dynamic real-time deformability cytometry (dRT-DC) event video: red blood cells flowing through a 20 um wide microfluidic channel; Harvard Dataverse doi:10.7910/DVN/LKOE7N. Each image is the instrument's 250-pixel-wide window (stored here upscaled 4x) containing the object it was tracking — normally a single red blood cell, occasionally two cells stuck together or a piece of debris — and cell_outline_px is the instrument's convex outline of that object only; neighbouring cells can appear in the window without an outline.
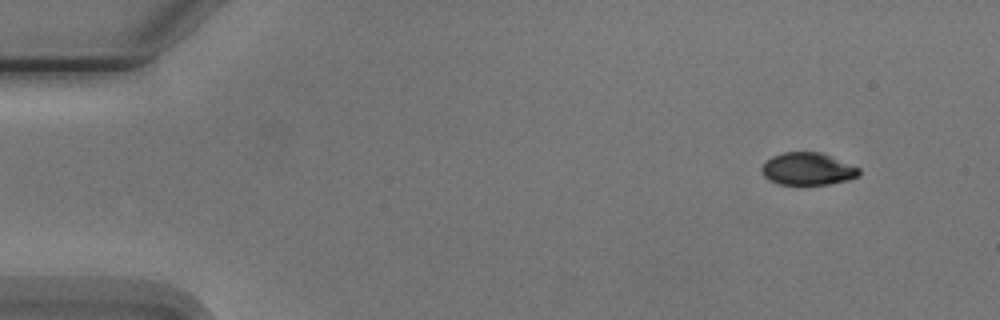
{"species": "Egyptian fruit bat (a non-hibernating species)", "species_latin": "Rousettus aegyptiacus", "temperature_condition": "cold", "stored_images_in_passage": 4, "camera_frame_rate_fps": 3000, "um_per_image_px": 0.085, "animal": {"sex": "male"}, "frame": {"image": 1, "passage_image": 1, "time_ms": 0.0, "image_size_px": [1000, 320], "cell_outline_px": [[860, 176], [848, 180], [828, 184], [780, 184], [768, 180], [764, 176], [760, 168], [772, 156], [784, 152], [820, 152], [860, 168]], "centroid_in_image_um": [68.66, 14.36], "position_along_channel_um": 16.3, "area_um2": 18.26}}
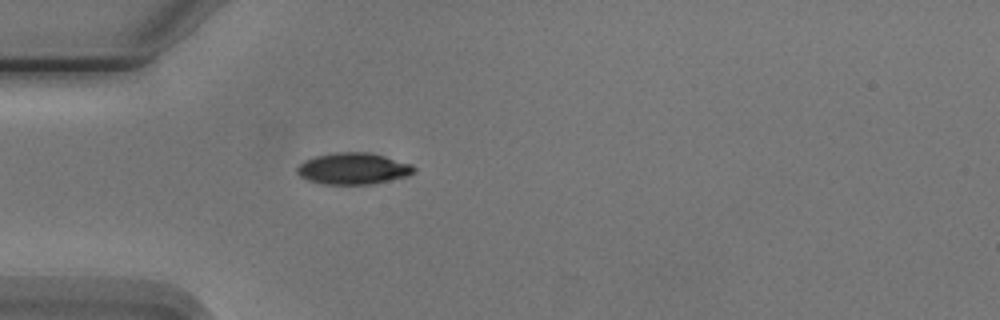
{"frame": {"image": 2, "passage_image": 4, "time_ms": 3.667, "image_size_px": [1000, 320], "cell_outline_px": [[416, 172], [408, 176], [372, 184], [320, 184], [308, 180], [300, 176], [296, 172], [296, 168], [304, 160], [316, 156], [336, 152], [368, 152], [384, 156], [412, 164], [416, 168]], "centroid_in_image_um": [30.03, 14.33], "position_along_channel_um": 55.0, "area_um2": 21.56}}